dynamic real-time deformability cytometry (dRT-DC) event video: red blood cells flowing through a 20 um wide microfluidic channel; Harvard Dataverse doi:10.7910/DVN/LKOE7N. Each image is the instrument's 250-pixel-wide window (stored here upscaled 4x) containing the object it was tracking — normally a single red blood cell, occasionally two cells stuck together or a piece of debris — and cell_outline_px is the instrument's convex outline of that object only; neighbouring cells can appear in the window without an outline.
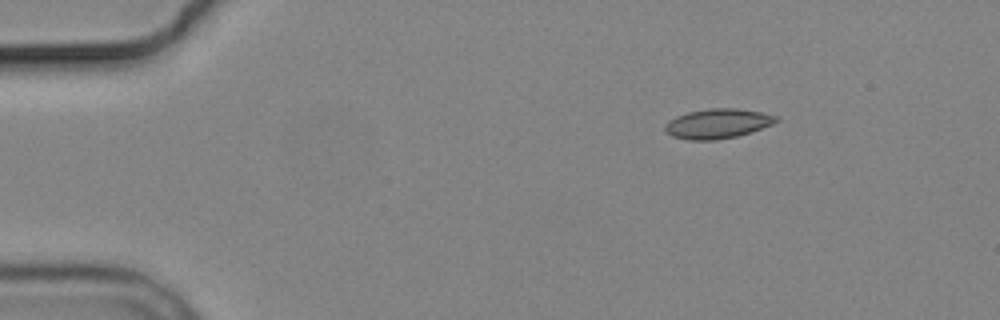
{"species": "common noctule bat (a hibernating species)", "species_latin": "Nyctalus noctula", "temperature_condition": "cold", "stored_images_in_passage": 2, "camera_frame_rate_fps": 3000, "um_per_image_px": 0.085, "animal": {"sex": "male", "body_mass_g": 19.2, "forearm_length_mm": 51.8}, "frame": {"image": 1, "passage_image": 2, "time_ms": 2.333, "image_size_px": [1000, 320], "cell_outline_px": [[780, 120], [772, 124], [736, 136], [716, 140], [688, 140], [672, 136], [664, 132], [664, 124], [668, 120], [676, 116], [688, 112], [708, 108], [736, 108], [760, 112], [780, 116]], "centroid_in_image_um": [60.96, 10.5], "position_along_channel_um": 24.0, "area_um2": 19.31}}